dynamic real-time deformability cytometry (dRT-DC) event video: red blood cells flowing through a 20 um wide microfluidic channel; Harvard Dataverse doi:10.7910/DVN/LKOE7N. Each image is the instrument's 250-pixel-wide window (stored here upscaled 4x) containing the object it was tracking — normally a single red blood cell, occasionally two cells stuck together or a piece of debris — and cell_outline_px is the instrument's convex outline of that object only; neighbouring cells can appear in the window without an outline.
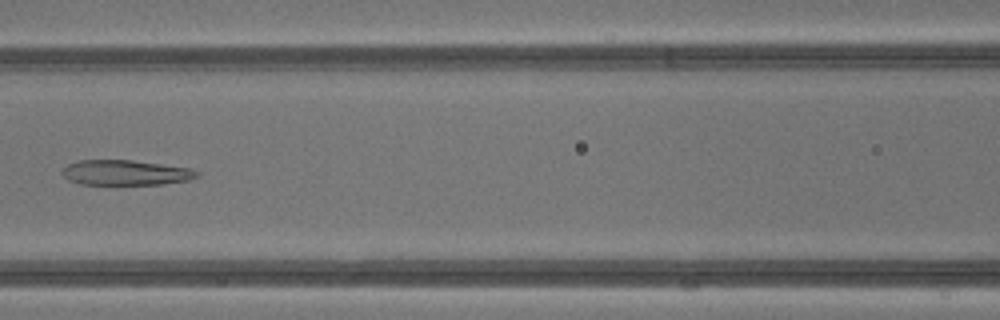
{"species": "common noctule bat (a hibernating species)", "species_latin": "Nyctalus noctula", "temperature_condition": "warm", "stored_images_in_passage": 33, "camera_frame_rate_fps": 3000, "um_per_image_px": 0.085, "animal": {"sex": "male", "body_mass_g": 13.3}, "frame": {"image": 1, "passage_image": 13, "time_ms": 4.0, "image_size_px": [1000, 320], "cell_outline_px": [[200, 176], [188, 180], [164, 184], [80, 184], [68, 180], [60, 172], [68, 164], [80, 160], [132, 160], [192, 168], [200, 172]], "centroid_in_image_um": [10.71, 14.67], "position_along_channel_um": 155.9, "area_um2": 19.83}}
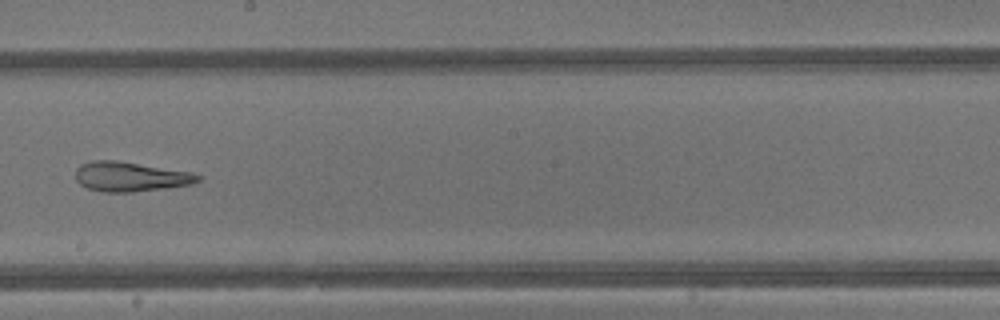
{"frame": {"image": 2, "passage_image": 18, "time_ms": 5.667, "image_size_px": [1000, 320], "cell_outline_px": [[204, 176], [200, 180], [192, 184], [168, 188], [132, 192], [104, 192], [88, 188], [80, 184], [76, 180], [76, 168], [80, 164], [92, 160], [116, 160], [192, 172]], "centroid_in_image_um": [11.11, 15.01], "position_along_channel_um": 237.1, "area_um2": 21.33}}
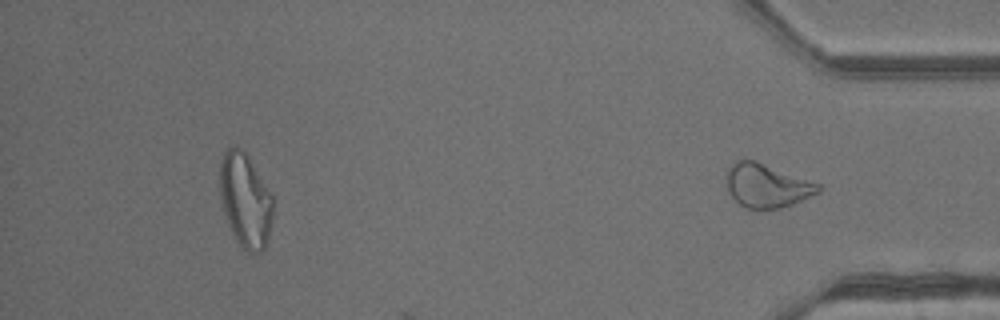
{"frame": {"image": 3, "passage_image": 33, "time_ms": 10.667, "image_size_px": [1000, 320], "cell_outline_px": [[824, 188], [820, 192], [792, 204], [780, 208], [744, 208], [728, 192], [724, 176], [732, 160], [756, 160], [820, 184]], "centroid_in_image_um": [65.15, 15.75], "position_along_channel_um": 370.1, "area_um2": 23.58}, "authors_computed_cell_mechanics": {"area_um2": 21.1548, "velocity_mm_per_s": 4.8887, "shape_relaxation_time_tau1_ms": null, "shape_relaxation_time_tau2_ms": 1.2566, "deformation_change_tau1": null, "deformation_change_tau2": 0.1146}}